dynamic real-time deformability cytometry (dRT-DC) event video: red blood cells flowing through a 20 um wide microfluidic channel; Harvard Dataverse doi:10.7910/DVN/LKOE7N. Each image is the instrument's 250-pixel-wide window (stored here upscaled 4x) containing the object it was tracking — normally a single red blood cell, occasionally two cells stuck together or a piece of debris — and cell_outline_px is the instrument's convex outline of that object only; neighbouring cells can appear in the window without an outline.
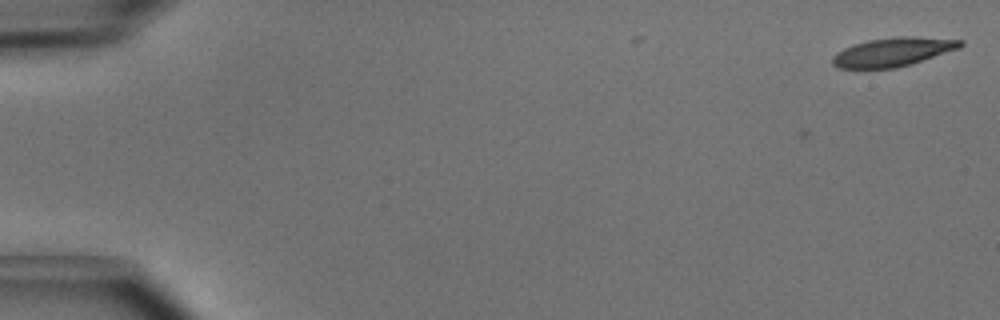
{"species": "common noctule bat (a hibernating species)", "species_latin": "Nyctalus noctula", "temperature_condition": "cold", "stored_images_in_passage": 4, "camera_frame_rate_fps": 3000, "um_per_image_px": 0.085, "animal": {"sex": "male", "body_mass_g": 15.6}, "frame": {"image": 1, "passage_image": 4, "time_ms": 1.0, "image_size_px": [1000, 320], "cell_outline_px": [[964, 44], [960, 48], [912, 64], [896, 68], [840, 68], [832, 64], [832, 56], [836, 52], [852, 44], [868, 40], [896, 36], [912, 36], [964, 40]], "centroid_in_image_um": [75.91, 4.41], "position_along_channel_um": 9.1, "area_um2": 21.62}}